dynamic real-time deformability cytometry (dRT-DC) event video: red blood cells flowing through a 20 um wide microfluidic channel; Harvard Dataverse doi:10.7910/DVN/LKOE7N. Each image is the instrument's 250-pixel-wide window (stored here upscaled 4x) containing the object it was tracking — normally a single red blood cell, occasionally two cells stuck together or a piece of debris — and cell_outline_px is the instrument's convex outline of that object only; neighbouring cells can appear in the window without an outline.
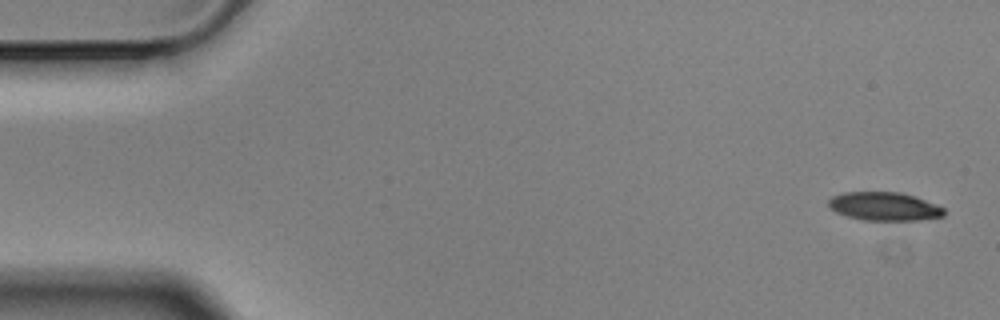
{"species": "Egyptian fruit bat (a non-hibernating species)", "species_latin": "Rousettus aegyptiacus", "temperature_condition": "cold", "stored_images_in_passage": 5, "camera_frame_rate_fps": 3000, "um_per_image_px": 0.085, "animal": {"sex": "male"}, "frame": {"image": 1, "passage_image": 1, "time_ms": 0.0, "image_size_px": [1000, 320], "cell_outline_px": [[944, 216], [916, 220], [864, 220], [848, 216], [836, 212], [828, 204], [828, 200], [832, 196], [844, 192], [900, 192], [916, 196], [936, 204], [944, 208]], "centroid_in_image_um": [75.17, 17.53], "position_along_channel_um": 9.8, "area_um2": 19.07}}
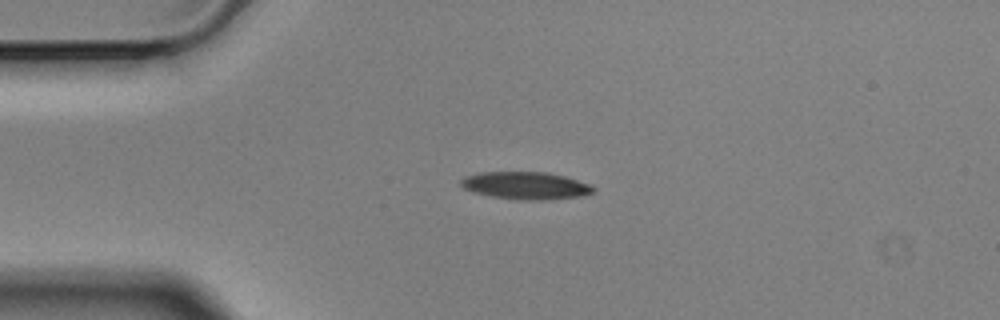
{"frame": {"image": 2, "passage_image": 4, "time_ms": 1.0, "image_size_px": [1000, 320], "cell_outline_px": [[596, 188], [592, 192], [584, 196], [552, 200], [516, 200], [492, 196], [476, 192], [464, 188], [460, 184], [460, 180], [464, 176], [480, 172], [548, 172], [564, 176], [592, 184]], "centroid_in_image_um": [44.74, 15.78], "position_along_channel_um": 40.3, "area_um2": 21.44}}
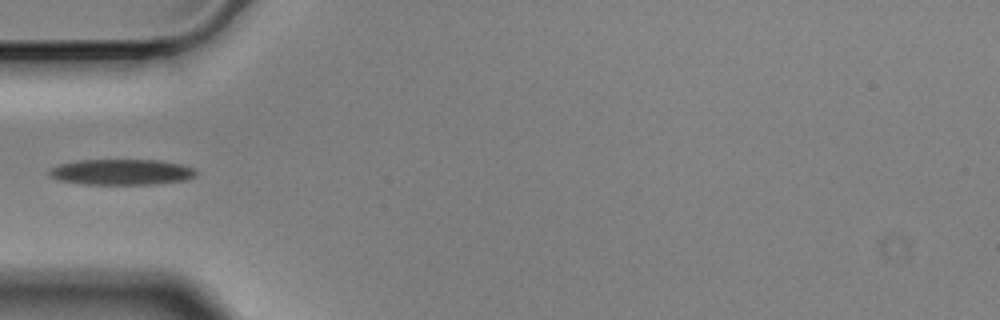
{"frame": {"image": 3, "passage_image": 5, "time_ms": 1.333, "image_size_px": [1000, 320], "cell_outline_px": [[196, 176], [188, 180], [156, 184], [84, 184], [60, 180], [48, 176], [48, 172], [52, 168], [60, 164], [76, 160], [160, 160], [180, 164], [192, 168], [196, 172]], "centroid_in_image_um": [10.34, 14.62], "position_along_channel_um": 74.7, "area_um2": 22.02}}